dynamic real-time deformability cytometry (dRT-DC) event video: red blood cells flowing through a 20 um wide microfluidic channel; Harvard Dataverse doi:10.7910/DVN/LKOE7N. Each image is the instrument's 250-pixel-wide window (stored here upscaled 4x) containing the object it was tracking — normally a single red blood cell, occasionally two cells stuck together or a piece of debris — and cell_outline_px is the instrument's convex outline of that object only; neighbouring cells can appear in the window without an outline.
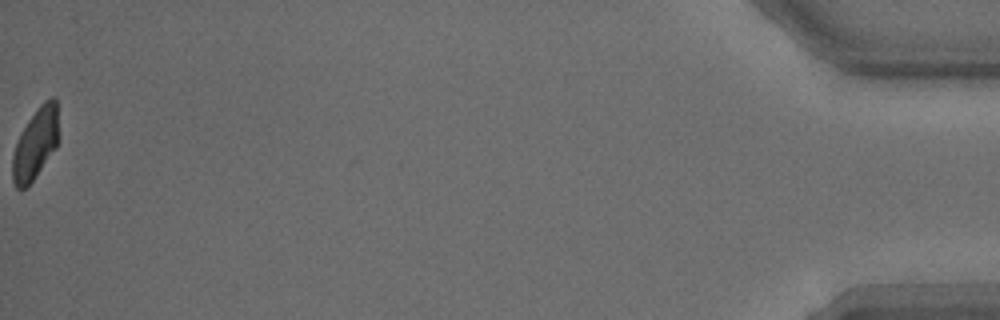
{"species": "common noctule bat (a hibernating species)", "species_latin": "Nyctalus noctula", "temperature_condition": "warm", "stored_images_in_passage": 33, "segment_of_instrument_passage": [2, 2], "camera_frame_rate_fps": 3000, "um_per_image_px": 0.085, "animal": {"sex": "male", "body_mass_g": 15.6}, "frame": {"image": 1, "passage_image": 33, "time_ms": 10.667, "image_size_px": [1000, 320], "cell_outline_px": [[56, 148], [32, 180], [24, 188], [16, 188], [12, 180], [12, 156], [20, 132], [28, 120], [40, 104], [44, 100], [52, 96], [56, 100]], "centroid_in_image_um": [2.97, 12.21], "position_along_channel_um": 432.2, "area_um2": 18.5}}